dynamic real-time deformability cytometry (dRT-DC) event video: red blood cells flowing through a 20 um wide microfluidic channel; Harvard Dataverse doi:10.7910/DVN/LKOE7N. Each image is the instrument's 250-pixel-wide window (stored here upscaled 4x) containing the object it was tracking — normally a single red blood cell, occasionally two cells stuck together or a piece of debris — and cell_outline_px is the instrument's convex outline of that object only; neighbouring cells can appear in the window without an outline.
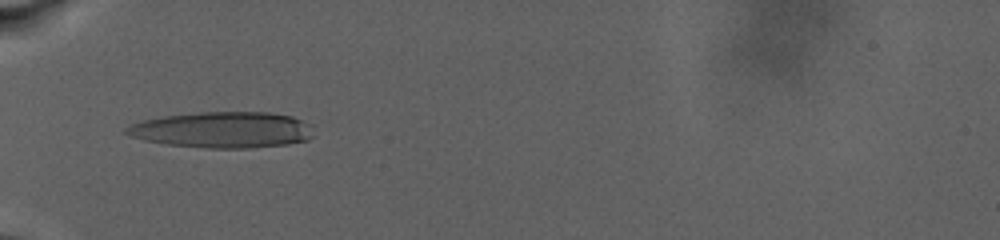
{"species": "human", "species_latin": "Homo sapiens", "temperature_condition": "warm", "stored_images_in_passage": 73, "camera_frame_rate_fps": 3000, "um_per_image_px": 0.085, "donor": {"sex": "male"}, "frame": {"image": 1, "passage_image": 1, "time_ms": 0.0, "image_size_px": [1000, 240], "cell_outline_px": [[312, 136], [308, 140], [288, 144], [252, 148], [208, 148], [168, 144], [144, 140], [132, 136], [124, 132], [124, 128], [132, 124], [144, 120], [164, 116], [200, 112], [268, 112], [292, 116], [304, 120], [312, 124]], "centroid_in_image_um": [18.98, 11.03], "position_along_channel_um": 66.0, "area_um2": 39.42}}
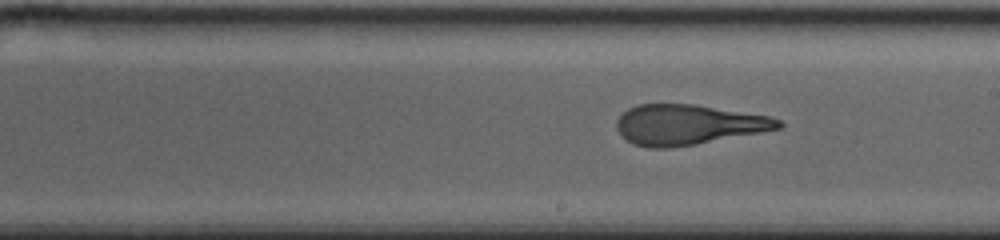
{"frame": {"image": 2, "passage_image": 28, "time_ms": 6.667, "image_size_px": [1000, 240], "cell_outline_px": [[784, 124], [780, 128], [760, 132], [696, 144], [668, 148], [648, 148], [632, 144], [616, 128], [616, 120], [628, 108], [636, 104], [696, 104], [768, 116], [780, 120]], "centroid_in_image_um": [58.46, 10.59], "position_along_channel_um": 230.5, "area_um2": 37.69}}
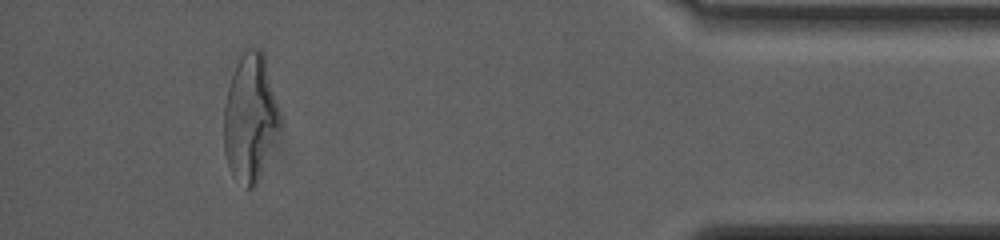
{"frame": {"image": 3, "passage_image": 62, "time_ms": 15.333, "image_size_px": [1000, 240], "cell_outline_px": [[284, 124], [256, 184], [252, 188], [248, 188], [232, 176], [228, 168], [224, 152], [224, 104], [228, 88], [236, 64], [244, 52], [248, 48], [260, 48], [264, 52], [284, 116]], "centroid_in_image_um": [21.34, 10.0], "position_along_channel_um": 413.9, "area_um2": 42.89}, "authors_computed_cell_mechanics": {"area_um2": 39.3618, "velocity_mm_per_s": 2.6097, "shape_relaxation_time_tau1_ms": 8.6183, "shape_relaxation_time_tau2_ms": 2.0064, "deformation_change_tau1": 0.2798, "deformation_change_tau2": 0.1201}}